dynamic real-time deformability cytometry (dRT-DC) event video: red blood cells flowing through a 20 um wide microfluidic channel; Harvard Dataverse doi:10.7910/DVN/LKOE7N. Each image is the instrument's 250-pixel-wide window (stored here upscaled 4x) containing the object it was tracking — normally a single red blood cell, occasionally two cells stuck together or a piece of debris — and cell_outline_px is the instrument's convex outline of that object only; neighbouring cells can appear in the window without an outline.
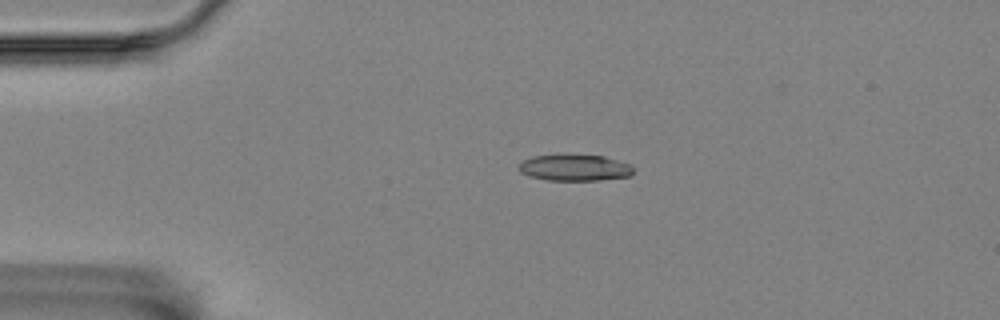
{"species": "Egyptian fruit bat (a non-hibernating species)", "species_latin": "Rousettus aegyptiacus", "temperature_condition": "room temperature", "stored_images_in_passage": 45, "camera_frame_rate_fps": 3000, "um_per_image_px": 0.085, "animal": {"sex": "female"}, "frame": {"image": 1, "passage_image": 1, "time_ms": 0.0, "image_size_px": [1000, 320], "cell_outline_px": [[632, 176], [600, 180], [548, 180], [528, 176], [520, 172], [520, 164], [524, 160], [532, 156], [560, 152], [564, 152], [604, 156], [628, 164], [632, 168]], "centroid_in_image_um": [48.81, 14.21], "position_along_channel_um": 36.2, "area_um2": 18.15}}
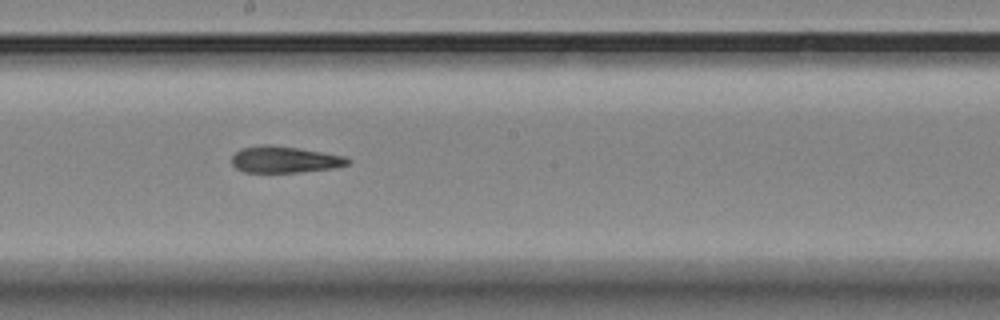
{"frame": {"image": 2, "passage_image": 20, "time_ms": 6.333, "image_size_px": [1000, 320], "cell_outline_px": [[352, 160], [348, 164], [332, 168], [300, 172], [244, 172], [236, 168], [232, 164], [232, 156], [240, 148], [260, 144], [268, 144], [296, 148], [344, 156]], "centroid_in_image_um": [24.15, 13.56], "position_along_channel_um": 224.1, "area_um2": 17.8}}
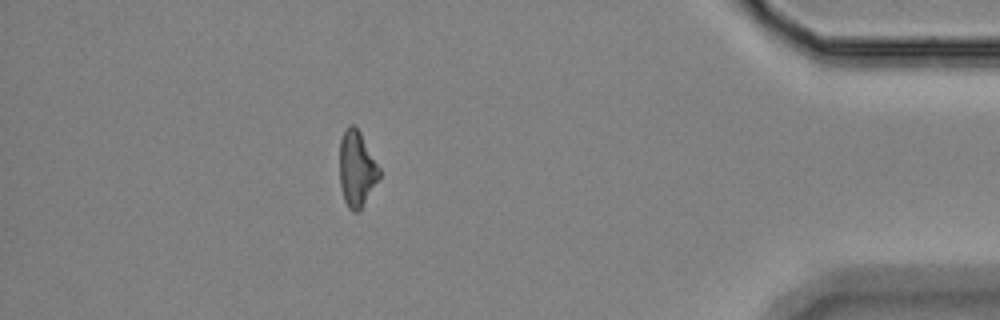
{"frame": {"image": 3, "passage_image": 39, "time_ms": 12.667, "image_size_px": [1000, 320], "cell_outline_px": [[380, 176], [360, 208], [356, 212], [352, 212], [348, 208], [344, 200], [340, 184], [340, 140], [348, 124], [352, 124], [360, 132], [380, 168]], "centroid_in_image_um": [30.3, 14.33], "position_along_channel_um": 404.9, "area_um2": 17.17}, "authors_computed_cell_mechanics": {"area_um2": 18.4382, "velocity_mm_per_s": 3.5319, "shape_relaxation_time_tau1_ms": null, "shape_relaxation_time_tau2_ms": 3.5482, "deformation_change_tau1": null, "deformation_change_tau2": 0.1194}}